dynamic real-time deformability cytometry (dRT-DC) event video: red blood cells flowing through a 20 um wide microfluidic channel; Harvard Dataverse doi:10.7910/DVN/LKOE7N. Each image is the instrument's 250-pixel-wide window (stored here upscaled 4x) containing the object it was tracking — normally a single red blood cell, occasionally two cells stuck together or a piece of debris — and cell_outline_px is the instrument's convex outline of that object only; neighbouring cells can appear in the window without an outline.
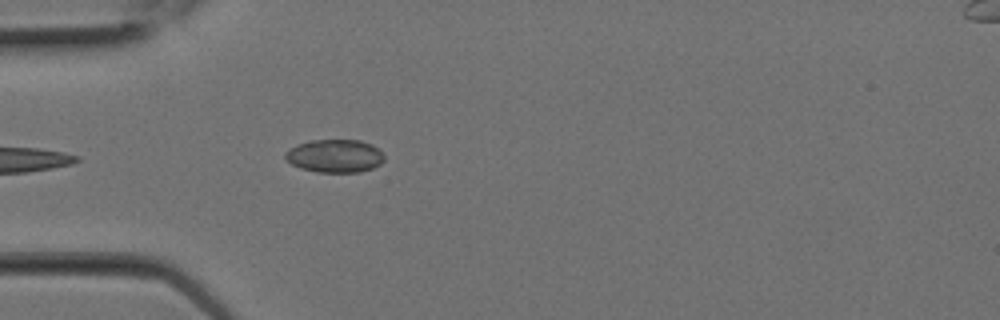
{"species": "Egyptian fruit bat (a non-hibernating species)", "species_latin": "Rousettus aegyptiacus", "temperature_condition": "room temperature", "stored_images_in_passage": 7, "camera_frame_rate_fps": 3000, "um_per_image_px": 0.085, "animal": {"sex": "female"}, "frame": {"image": 1, "passage_image": 7, "time_ms": 2.0, "image_size_px": [1000, 320], "cell_outline_px": [[384, 160], [380, 164], [372, 168], [360, 172], [316, 172], [300, 168], [292, 164], [284, 156], [284, 152], [288, 148], [296, 144], [308, 140], [360, 140], [372, 144], [384, 152]], "centroid_in_image_um": [28.46, 13.24], "position_along_channel_um": 56.5, "area_um2": 19.36}}